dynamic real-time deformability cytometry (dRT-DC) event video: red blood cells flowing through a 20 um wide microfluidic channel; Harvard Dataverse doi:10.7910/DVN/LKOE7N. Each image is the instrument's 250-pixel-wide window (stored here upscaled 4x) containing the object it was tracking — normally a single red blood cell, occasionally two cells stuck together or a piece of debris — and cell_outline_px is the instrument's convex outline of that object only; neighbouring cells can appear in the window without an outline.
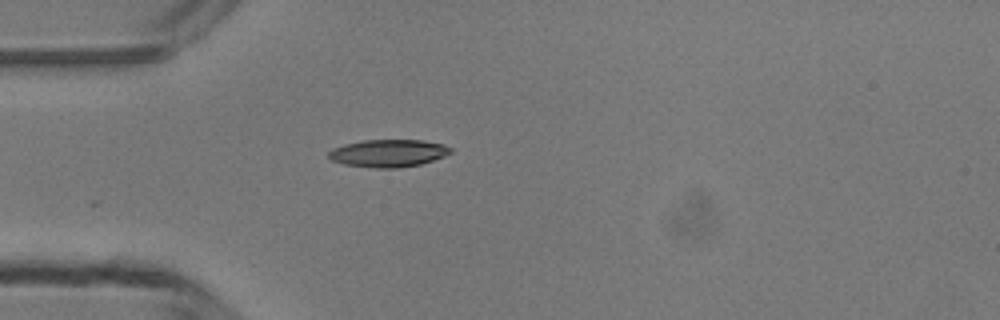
{"species": "common noctule bat (a hibernating species)", "species_latin": "Nyctalus noctula", "temperature_condition": "room temperature", "stored_images_in_passage": 34, "camera_frame_rate_fps": 3000, "um_per_image_px": 0.085, "animal": {"sex": "male", "body_mass_g": 13.3}, "frame": {"image": 1, "passage_image": 1, "time_ms": 0.0, "image_size_px": [1000, 320], "cell_outline_px": [[452, 152], [444, 156], [420, 164], [396, 168], [376, 168], [344, 164], [332, 160], [328, 156], [328, 152], [332, 148], [344, 144], [364, 140], [424, 140], [444, 144], [452, 148]], "centroid_in_image_um": [33.01, 13.01], "position_along_channel_um": 52.0, "area_um2": 19.54}}
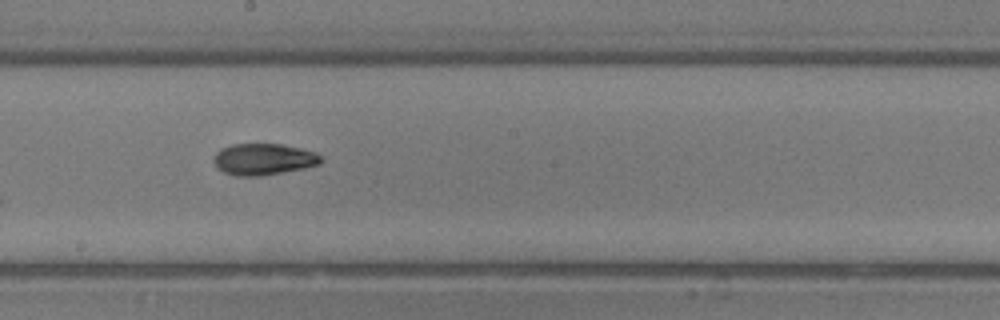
{"frame": {"image": 2, "passage_image": 14, "time_ms": 4.333, "image_size_px": [1000, 320], "cell_outline_px": [[324, 160], [320, 164], [304, 168], [260, 176], [236, 176], [224, 172], [216, 168], [212, 160], [216, 152], [220, 148], [232, 144], [280, 144], [300, 148], [316, 152]], "centroid_in_image_um": [22.37, 13.53], "position_along_channel_um": 225.8, "area_um2": 19.83}}
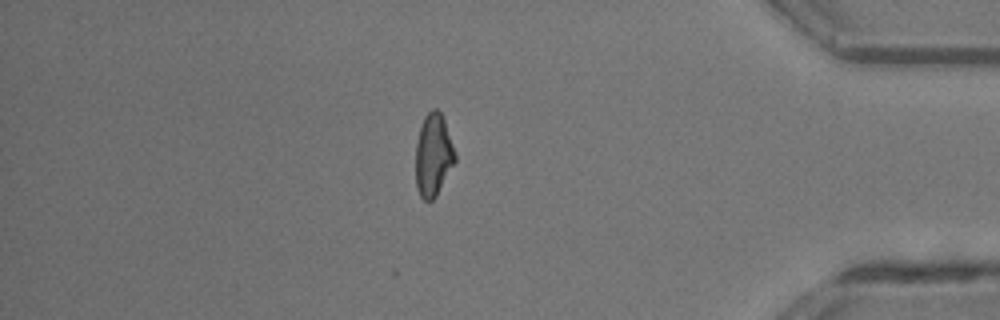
{"frame": {"image": 3, "passage_image": 29, "time_ms": 9.333, "image_size_px": [1000, 320], "cell_outline_px": [[456, 160], [436, 196], [432, 200], [424, 200], [420, 196], [416, 188], [416, 144], [420, 128], [424, 116], [432, 108], [436, 108], [440, 112], [444, 120], [456, 152]], "centroid_in_image_um": [36.83, 13.18], "position_along_channel_um": 398.4, "area_um2": 18.9}}